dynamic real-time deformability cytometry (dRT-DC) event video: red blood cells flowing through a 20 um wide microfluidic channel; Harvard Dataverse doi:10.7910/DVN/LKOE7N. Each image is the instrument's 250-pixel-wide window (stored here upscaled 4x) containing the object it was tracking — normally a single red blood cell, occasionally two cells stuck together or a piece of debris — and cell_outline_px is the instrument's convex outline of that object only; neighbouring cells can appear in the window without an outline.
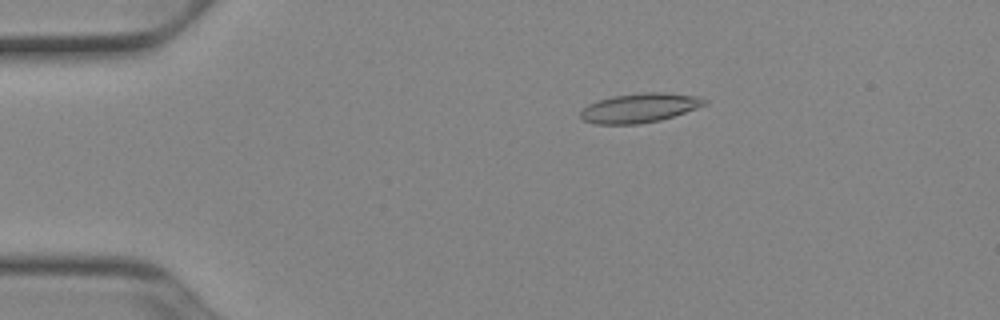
{"species": "Egyptian fruit bat (a non-hibernating species)", "species_latin": "Rousettus aegyptiacus", "temperature_condition": "cold", "stored_images_in_passage": 45, "camera_frame_rate_fps": 3000, "um_per_image_px": 0.085, "animal": {"sex": "female"}, "frame": {"image": 1, "passage_image": 3, "time_ms": 0.667, "image_size_px": [1000, 320], "cell_outline_px": [[708, 104], [660, 120], [640, 124], [596, 124], [584, 120], [580, 116], [580, 112], [588, 104], [596, 100], [612, 96], [644, 92], [664, 92], [696, 96], [708, 100]], "centroid_in_image_um": [54.35, 9.16], "position_along_channel_um": 30.6, "area_um2": 21.15}}
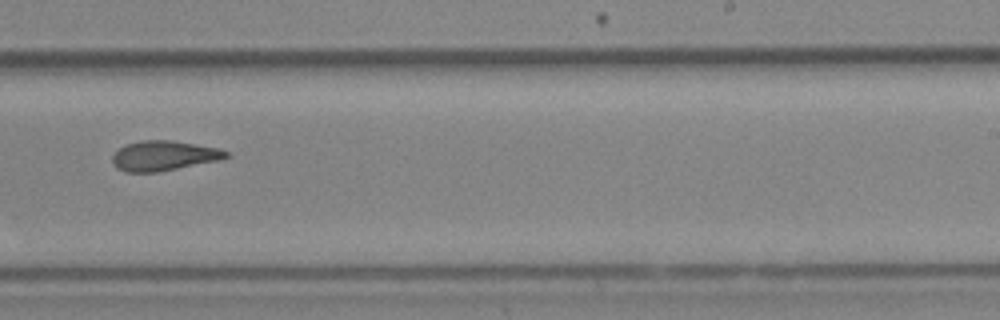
{"frame": {"image": 2, "passage_image": 26, "time_ms": 8.333, "image_size_px": [1000, 320], "cell_outline_px": [[232, 156], [220, 160], [156, 172], [124, 172], [116, 168], [112, 164], [112, 156], [124, 144], [140, 140], [172, 140], [220, 148], [228, 152]], "centroid_in_image_um": [13.92, 13.23], "position_along_channel_um": 275.1, "area_um2": 20.0}}
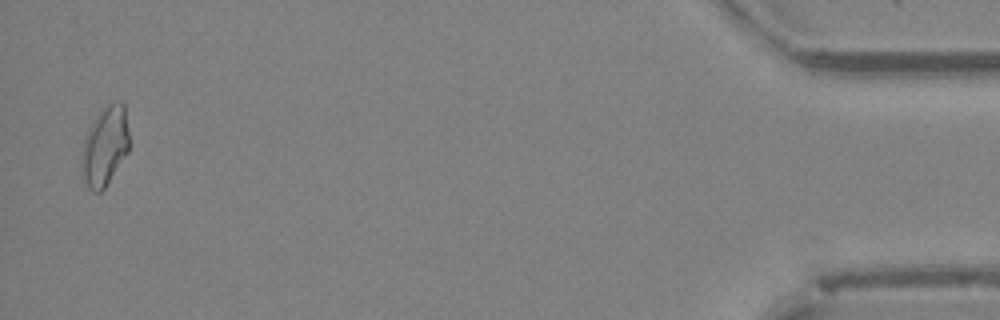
{"frame": {"image": 3, "passage_image": 44, "time_ms": 14.333, "image_size_px": [1000, 320], "cell_outline_px": [[128, 152], [104, 188], [100, 192], [92, 192], [88, 188], [84, 180], [80, 164], [84, 140], [88, 128], [92, 120], [104, 104], [116, 100], [120, 100], [124, 104], [128, 132]], "centroid_in_image_um": [8.9, 12.38], "position_along_channel_um": 426.3, "area_um2": 22.2}, "authors_computed_cell_mechanics": {"area_um2": 20.1144, "velocity_mm_per_s": 3.9226, "shape_relaxation_time_tau1_ms": 8.8131, "shape_relaxation_time_tau2_ms": 3.9205, "deformation_change_tau1": 0.207, "deformation_change_tau2": 0.1261}}